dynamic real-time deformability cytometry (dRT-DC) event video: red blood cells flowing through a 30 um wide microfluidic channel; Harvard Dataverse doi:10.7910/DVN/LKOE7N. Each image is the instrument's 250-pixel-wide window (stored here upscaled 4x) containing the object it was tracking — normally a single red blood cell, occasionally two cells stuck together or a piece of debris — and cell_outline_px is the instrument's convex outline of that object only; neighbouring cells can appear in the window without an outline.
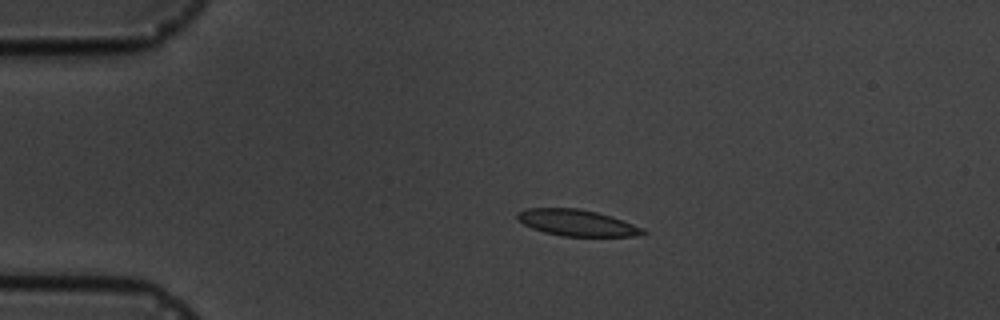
{"species": "common noctule bat (a hibernating species)", "species_latin": "Nyctalus noctula", "temperature_condition": "cold", "stored_images_in_passage": 7, "camera_frame_rate_fps": 3000, "um_per_image_px": 0.085, "animal": {"sex": "male", "body_mass_g": 19.5, "forearm_length_mm": 54.6}, "frame": {"image": 1, "passage_image": 3, "time_ms": 2.333, "image_size_px": [1000, 320], "cell_outline_px": [[648, 232], [644, 236], [560, 236], [544, 232], [532, 228], [524, 224], [516, 216], [516, 212], [528, 208], [576, 208], [596, 212], [612, 216], [644, 228]], "centroid_in_image_um": [49.08, 18.94], "position_along_channel_um": 35.9, "area_um2": 19.36}}
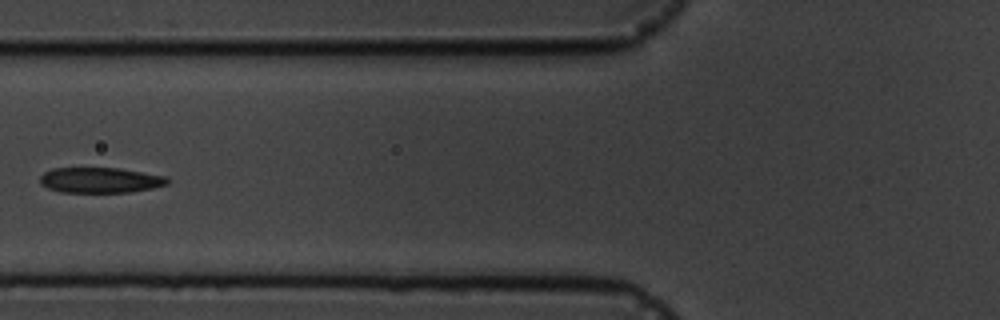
{"frame": {"image": 2, "passage_image": 6, "time_ms": 5.667, "image_size_px": [1000, 320], "cell_outline_px": [[172, 180], [168, 184], [152, 188], [128, 192], [60, 192], [48, 188], [40, 184], [40, 176], [44, 172], [52, 168], [120, 168], [168, 176]], "centroid_in_image_um": [8.55, 15.3], "position_along_channel_um": 117.2, "area_um2": 19.07}}
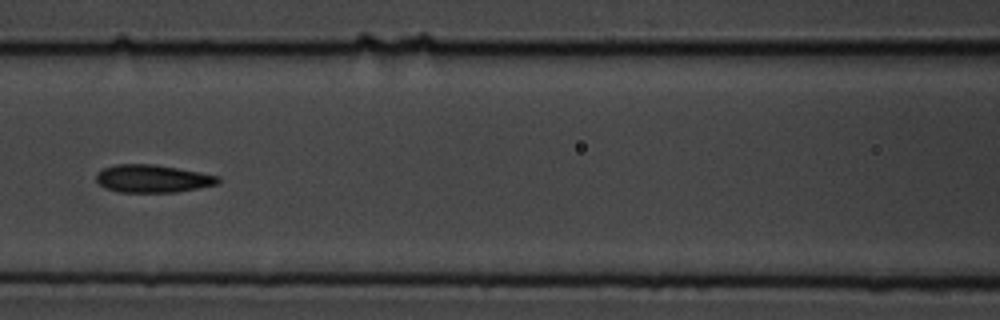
{"frame": {"image": 3, "passage_image": 7, "time_ms": 6.667, "image_size_px": [1000, 320], "cell_outline_px": [[220, 184], [176, 192], [120, 192], [104, 188], [96, 180], [96, 172], [104, 168], [116, 164], [156, 164], [200, 172], [220, 176]], "centroid_in_image_um": [12.99, 15.18], "position_along_channel_um": 153.6, "area_um2": 19.88}}